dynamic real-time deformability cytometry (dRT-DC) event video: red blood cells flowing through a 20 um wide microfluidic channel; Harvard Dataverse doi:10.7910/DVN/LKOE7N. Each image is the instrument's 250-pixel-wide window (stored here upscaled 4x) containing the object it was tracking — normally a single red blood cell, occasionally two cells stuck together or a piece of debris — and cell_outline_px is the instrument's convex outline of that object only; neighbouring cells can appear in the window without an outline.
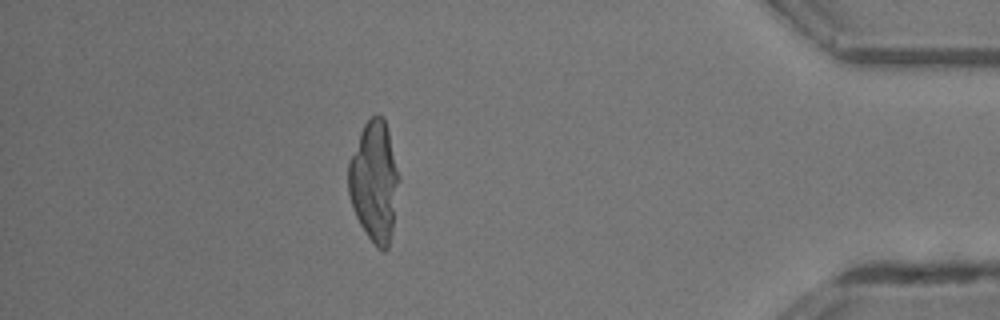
{"species": "common noctule bat (a hibernating species)", "species_latin": "Nyctalus noctula", "temperature_condition": "room temperature", "stored_images_in_passage": 43, "camera_frame_rate_fps": 3000, "um_per_image_px": 0.085, "animal": {"sex": "male", "body_mass_g": 13.3}, "frame": {"image": 1, "passage_image": 38, "time_ms": 12.333, "image_size_px": [1000, 320], "cell_outline_px": [[400, 180], [392, 232], [388, 248], [384, 252], [368, 236], [360, 224], [356, 216], [348, 192], [348, 160], [360, 132], [364, 124], [372, 116], [380, 116], [384, 120], [388, 128], [400, 176]], "centroid_in_image_um": [31.82, 15.4], "position_along_channel_um": 403.4, "area_um2": 35.55}}